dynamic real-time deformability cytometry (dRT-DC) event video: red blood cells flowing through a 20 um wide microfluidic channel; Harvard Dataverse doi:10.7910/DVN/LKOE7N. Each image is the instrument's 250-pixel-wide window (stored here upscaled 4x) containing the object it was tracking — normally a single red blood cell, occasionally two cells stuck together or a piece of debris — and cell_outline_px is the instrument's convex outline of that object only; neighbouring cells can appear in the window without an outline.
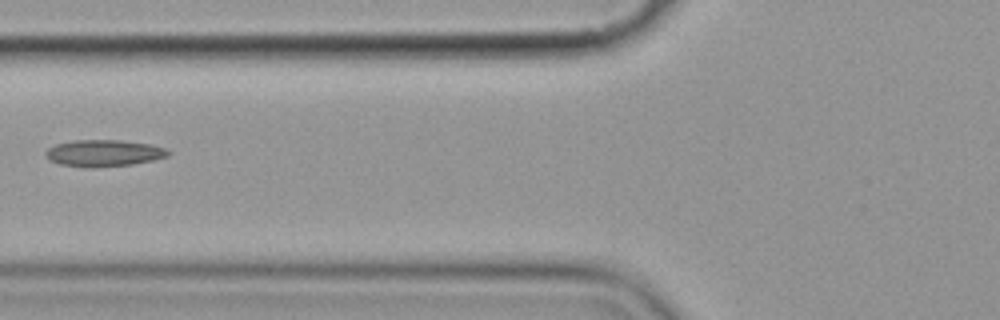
{"species": "common noctule bat (a hibernating species)", "species_latin": "Nyctalus noctula", "temperature_condition": "cold", "stored_images_in_passage": 10, "camera_frame_rate_fps": 3000, "um_per_image_px": 0.085, "animal": {"sex": "female", "body_mass_g": 19.9}, "frame": {"image": 1, "passage_image": 7, "time_ms": 7.0, "image_size_px": [1000, 320], "cell_outline_px": [[172, 152], [168, 156], [152, 160], [132, 164], [60, 164], [48, 160], [44, 152], [48, 148], [56, 144], [72, 140], [120, 140], [152, 144], [164, 148]], "centroid_in_image_um": [8.85, 12.95], "position_along_channel_um": 116.9, "area_um2": 18.09}}
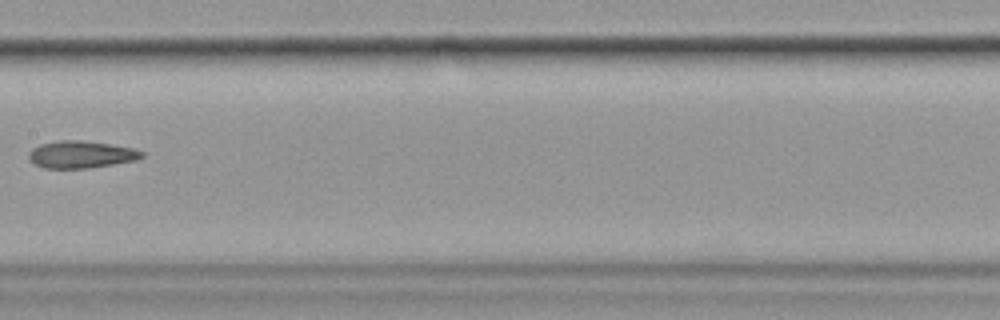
{"frame": {"image": 2, "passage_image": 9, "time_ms": 9.333, "image_size_px": [1000, 320], "cell_outline_px": [[144, 156], [136, 160], [88, 168], [44, 168], [28, 160], [28, 152], [32, 148], [40, 144], [60, 140], [80, 140], [108, 144], [132, 148], [144, 152]], "centroid_in_image_um": [6.85, 13.13], "position_along_channel_um": 200.6, "area_um2": 17.8}}
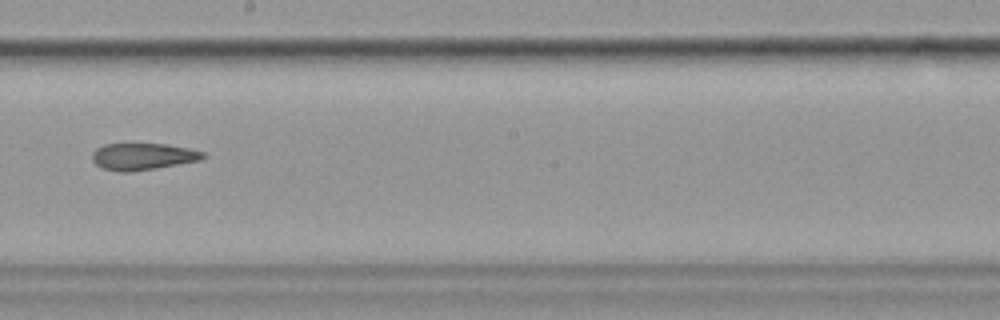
{"frame": {"image": 3, "passage_image": 10, "time_ms": 10.333, "image_size_px": [1000, 320], "cell_outline_px": [[208, 156], [200, 160], [156, 168], [128, 172], [120, 172], [100, 168], [92, 160], [92, 152], [96, 148], [104, 144], [168, 144], [188, 148], [204, 152]], "centroid_in_image_um": [12.13, 13.3], "position_along_channel_um": 236.1, "area_um2": 17.4}}